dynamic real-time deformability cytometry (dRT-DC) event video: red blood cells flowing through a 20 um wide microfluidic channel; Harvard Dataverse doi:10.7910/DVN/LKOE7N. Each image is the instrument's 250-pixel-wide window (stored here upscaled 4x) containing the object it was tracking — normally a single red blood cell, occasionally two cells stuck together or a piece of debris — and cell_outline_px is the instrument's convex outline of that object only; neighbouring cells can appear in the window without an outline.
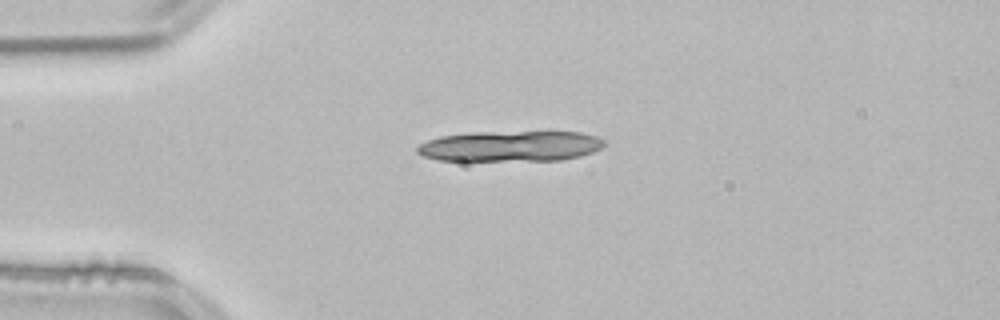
{"species": "common noctule bat (a hibernating species)", "species_latin": "Nyctalus noctula", "temperature_condition": "room temperature", "stored_images_in_passage": 6, "camera_frame_rate_fps": 3000, "um_per_image_px": 0.085, "animal": {"sex": "male", "body_mass_g": 21.5, "forearm_length_mm": 52.0}, "frame": {"image": 1, "passage_image": 1, "time_ms": 0.0, "image_size_px": [1000, 320], "cell_outline_px": [[604, 144], [600, 148], [592, 152], [580, 156], [560, 160], [436, 160], [424, 156], [416, 152], [416, 148], [420, 144], [428, 140], [440, 136], [472, 132], [580, 132], [596, 136], [604, 140]], "centroid_in_image_um": [43.36, 12.42], "position_along_channel_um": 41.6, "area_um2": 33.18}}